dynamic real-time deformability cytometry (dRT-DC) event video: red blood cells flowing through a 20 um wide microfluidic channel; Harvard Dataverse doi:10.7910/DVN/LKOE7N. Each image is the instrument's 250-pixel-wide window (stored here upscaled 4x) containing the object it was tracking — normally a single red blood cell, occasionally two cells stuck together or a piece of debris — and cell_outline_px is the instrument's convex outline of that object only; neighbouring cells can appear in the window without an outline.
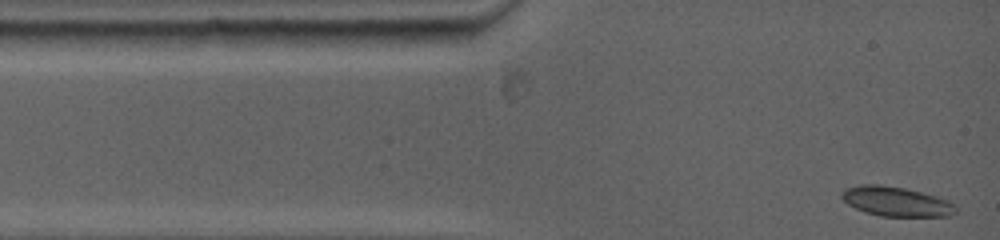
{"species": "common noctule bat (a hibernating species)", "species_latin": "Nyctalus noctula", "temperature_condition": "warm", "stored_images_in_passage": 34, "camera_frame_rate_fps": 5000, "um_per_image_px": 0.085, "animal": {"sex": "female", "body_mass_g": 19.0, "forearm_length_mm": 53.3}, "frame": {"image": 1, "passage_image": 1, "time_ms": 0.0, "image_size_px": [1000, 240], "cell_outline_px": [[956, 212], [952, 216], [880, 216], [864, 212], [848, 204], [844, 200], [844, 192], [852, 188], [900, 188], [916, 192], [940, 200], [948, 204]], "centroid_in_image_um": [76.17, 17.23], "position_along_channel_um": 8.8, "area_um2": 17.34}}
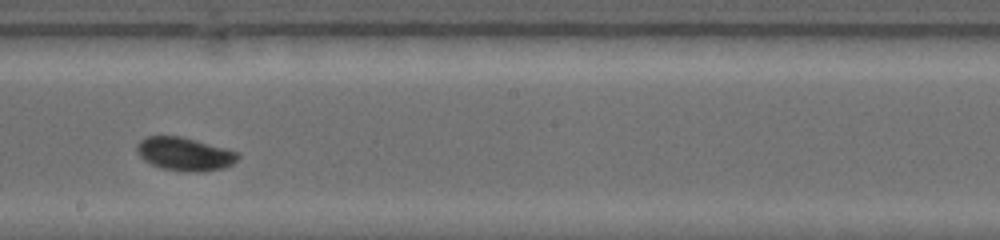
{"frame": {"image": 2, "passage_image": 20, "time_ms": 6.8, "image_size_px": [1000, 240], "cell_outline_px": [[236, 160], [232, 164], [224, 168], [204, 172], [184, 172], [164, 168], [152, 164], [144, 160], [140, 152], [140, 140], [148, 136], [176, 136], [192, 140], [236, 152]], "centroid_in_image_um": [15.7, 13.12], "position_along_channel_um": 232.5, "area_um2": 18.67}}
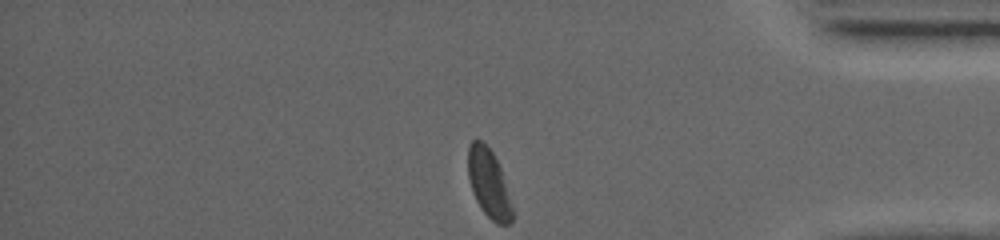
{"frame": {"image": 3, "passage_image": 34, "time_ms": 11.6, "image_size_px": [1000, 240], "cell_outline_px": [[516, 216], [508, 224], [496, 224], [480, 208], [472, 192], [468, 176], [468, 144], [472, 140], [480, 140], [492, 152], [500, 168], [516, 212]], "centroid_in_image_um": [41.58, 15.65], "position_along_channel_um": 393.6, "area_um2": 17.92}, "authors_computed_cell_mechanics": {"area_um2": 18.0914, "velocity_mm_per_s": 3.8925, "shape_relaxation_time_tau1_ms": 8.2884, "shape_relaxation_time_tau2_ms": null, "deformation_change_tau1": 0.1956, "deformation_change_tau2": null}}